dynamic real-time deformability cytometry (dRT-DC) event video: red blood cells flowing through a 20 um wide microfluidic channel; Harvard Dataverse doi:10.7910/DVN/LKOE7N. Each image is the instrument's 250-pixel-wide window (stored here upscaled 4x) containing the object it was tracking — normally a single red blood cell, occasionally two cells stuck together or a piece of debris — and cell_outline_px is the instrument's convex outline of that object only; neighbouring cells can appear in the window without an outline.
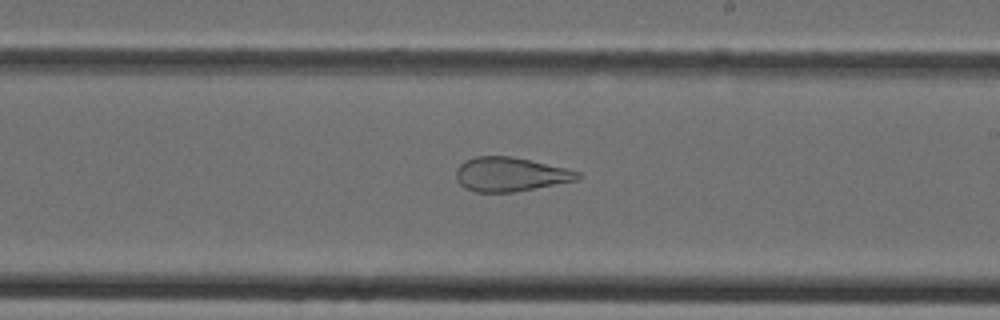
{"species": "Egyptian fruit bat (a non-hibernating species)", "species_latin": "Rousettus aegyptiacus", "temperature_condition": "cold", "stored_images_in_passage": 40, "camera_frame_rate_fps": 3000, "um_per_image_px": 0.085, "animal": {"sex": "female"}, "frame": {"image": 1, "passage_image": 23, "time_ms": 7.333, "image_size_px": [1000, 320], "cell_outline_px": [[584, 176], [580, 180], [512, 192], [476, 192], [464, 188], [460, 184], [456, 176], [456, 168], [464, 160], [476, 156], [512, 156], [564, 168], [580, 172]], "centroid_in_image_um": [43.38, 14.82], "position_along_channel_um": 245.6, "area_um2": 24.22}}
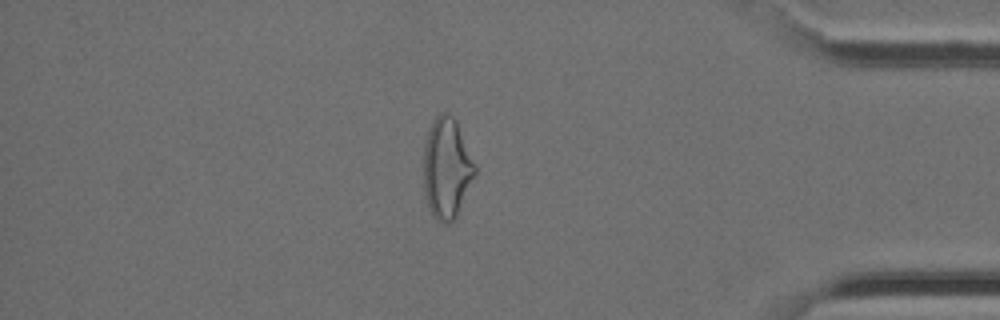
{"frame": {"image": 2, "passage_image": 34, "time_ms": 11.0, "image_size_px": [1000, 320], "cell_outline_px": [[476, 172], [456, 216], [448, 224], [444, 224], [436, 220], [428, 208], [424, 192], [424, 144], [428, 128], [432, 120], [440, 112], [448, 112], [456, 120], [476, 164]], "centroid_in_image_um": [37.95, 14.26], "position_along_channel_um": 397.2, "area_um2": 30.29}}